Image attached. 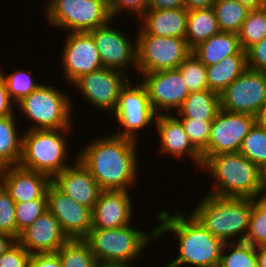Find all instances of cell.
Returning <instances> with one entry per match:
<instances>
[{
  "label": "cell",
  "mask_w": 266,
  "mask_h": 267,
  "mask_svg": "<svg viewBox=\"0 0 266 267\" xmlns=\"http://www.w3.org/2000/svg\"><path fill=\"white\" fill-rule=\"evenodd\" d=\"M15 206V201L0 183V232L9 234L17 240Z\"/></svg>",
  "instance_id": "f35d334b"
},
{
  "label": "cell",
  "mask_w": 266,
  "mask_h": 267,
  "mask_svg": "<svg viewBox=\"0 0 266 267\" xmlns=\"http://www.w3.org/2000/svg\"><path fill=\"white\" fill-rule=\"evenodd\" d=\"M220 96L210 90L190 92L177 111V118L214 120L220 110Z\"/></svg>",
  "instance_id": "484cf974"
},
{
  "label": "cell",
  "mask_w": 266,
  "mask_h": 267,
  "mask_svg": "<svg viewBox=\"0 0 266 267\" xmlns=\"http://www.w3.org/2000/svg\"><path fill=\"white\" fill-rule=\"evenodd\" d=\"M244 242L255 247H266V197L251 199L248 231Z\"/></svg>",
  "instance_id": "d6a6232c"
},
{
  "label": "cell",
  "mask_w": 266,
  "mask_h": 267,
  "mask_svg": "<svg viewBox=\"0 0 266 267\" xmlns=\"http://www.w3.org/2000/svg\"><path fill=\"white\" fill-rule=\"evenodd\" d=\"M162 210L157 214V239L174 233L178 239L179 255L164 267H219L225 242L215 237L191 213Z\"/></svg>",
  "instance_id": "7a4b0ae2"
},
{
  "label": "cell",
  "mask_w": 266,
  "mask_h": 267,
  "mask_svg": "<svg viewBox=\"0 0 266 267\" xmlns=\"http://www.w3.org/2000/svg\"><path fill=\"white\" fill-rule=\"evenodd\" d=\"M241 49L237 33L220 32L199 43L192 53L207 67L237 54Z\"/></svg>",
  "instance_id": "cb8c5ba5"
},
{
  "label": "cell",
  "mask_w": 266,
  "mask_h": 267,
  "mask_svg": "<svg viewBox=\"0 0 266 267\" xmlns=\"http://www.w3.org/2000/svg\"><path fill=\"white\" fill-rule=\"evenodd\" d=\"M206 68L209 90L220 94L247 69L246 52L241 49L237 54L227 56Z\"/></svg>",
  "instance_id": "d4e9b609"
},
{
  "label": "cell",
  "mask_w": 266,
  "mask_h": 267,
  "mask_svg": "<svg viewBox=\"0 0 266 267\" xmlns=\"http://www.w3.org/2000/svg\"><path fill=\"white\" fill-rule=\"evenodd\" d=\"M259 184L261 187V197H266V163L259 167Z\"/></svg>",
  "instance_id": "c3c4849f"
},
{
  "label": "cell",
  "mask_w": 266,
  "mask_h": 267,
  "mask_svg": "<svg viewBox=\"0 0 266 267\" xmlns=\"http://www.w3.org/2000/svg\"><path fill=\"white\" fill-rule=\"evenodd\" d=\"M48 210L47 194L40 199L16 203L17 239L22 230L31 225L39 216Z\"/></svg>",
  "instance_id": "8d00e7d4"
},
{
  "label": "cell",
  "mask_w": 266,
  "mask_h": 267,
  "mask_svg": "<svg viewBox=\"0 0 266 267\" xmlns=\"http://www.w3.org/2000/svg\"><path fill=\"white\" fill-rule=\"evenodd\" d=\"M127 75L119 70L102 67L77 78L71 86L79 89L90 105L112 114L121 89L130 80Z\"/></svg>",
  "instance_id": "7c38bea8"
},
{
  "label": "cell",
  "mask_w": 266,
  "mask_h": 267,
  "mask_svg": "<svg viewBox=\"0 0 266 267\" xmlns=\"http://www.w3.org/2000/svg\"><path fill=\"white\" fill-rule=\"evenodd\" d=\"M2 72V77L5 81L6 89L10 98L14 103L20 102L24 97L30 95L41 84L33 81L34 78L30 75L31 72L20 69L13 71L11 74ZM30 73V74H29ZM6 74V75H5Z\"/></svg>",
  "instance_id": "d590c367"
},
{
  "label": "cell",
  "mask_w": 266,
  "mask_h": 267,
  "mask_svg": "<svg viewBox=\"0 0 266 267\" xmlns=\"http://www.w3.org/2000/svg\"><path fill=\"white\" fill-rule=\"evenodd\" d=\"M14 102L9 96V93L6 89L5 81L2 77V72H0V119L5 118L9 115L16 114L14 112Z\"/></svg>",
  "instance_id": "ee69618b"
},
{
  "label": "cell",
  "mask_w": 266,
  "mask_h": 267,
  "mask_svg": "<svg viewBox=\"0 0 266 267\" xmlns=\"http://www.w3.org/2000/svg\"><path fill=\"white\" fill-rule=\"evenodd\" d=\"M219 96L221 109L255 116L266 101V73L247 68Z\"/></svg>",
  "instance_id": "4fadbf2b"
},
{
  "label": "cell",
  "mask_w": 266,
  "mask_h": 267,
  "mask_svg": "<svg viewBox=\"0 0 266 267\" xmlns=\"http://www.w3.org/2000/svg\"><path fill=\"white\" fill-rule=\"evenodd\" d=\"M71 129L73 128L24 130L22 157L19 165L29 170L45 173L52 179L70 166L67 163L68 138L65 136L72 131Z\"/></svg>",
  "instance_id": "8992f818"
},
{
  "label": "cell",
  "mask_w": 266,
  "mask_h": 267,
  "mask_svg": "<svg viewBox=\"0 0 266 267\" xmlns=\"http://www.w3.org/2000/svg\"><path fill=\"white\" fill-rule=\"evenodd\" d=\"M108 6L112 19L124 10L140 18L148 9V0H110Z\"/></svg>",
  "instance_id": "60d3db41"
},
{
  "label": "cell",
  "mask_w": 266,
  "mask_h": 267,
  "mask_svg": "<svg viewBox=\"0 0 266 267\" xmlns=\"http://www.w3.org/2000/svg\"><path fill=\"white\" fill-rule=\"evenodd\" d=\"M62 267H95L98 262L83 239H70L57 251Z\"/></svg>",
  "instance_id": "4dcf8cb0"
},
{
  "label": "cell",
  "mask_w": 266,
  "mask_h": 267,
  "mask_svg": "<svg viewBox=\"0 0 266 267\" xmlns=\"http://www.w3.org/2000/svg\"><path fill=\"white\" fill-rule=\"evenodd\" d=\"M112 116L117 119V123L122 128V131L118 130L113 133L114 135L138 141L139 131L153 124L157 116L149 101L148 91L142 82L138 84L136 82L134 87L130 80L127 82L121 89Z\"/></svg>",
  "instance_id": "30bf717a"
},
{
  "label": "cell",
  "mask_w": 266,
  "mask_h": 267,
  "mask_svg": "<svg viewBox=\"0 0 266 267\" xmlns=\"http://www.w3.org/2000/svg\"><path fill=\"white\" fill-rule=\"evenodd\" d=\"M16 242L17 240L13 236L0 232V255L6 252Z\"/></svg>",
  "instance_id": "7dc6e473"
},
{
  "label": "cell",
  "mask_w": 266,
  "mask_h": 267,
  "mask_svg": "<svg viewBox=\"0 0 266 267\" xmlns=\"http://www.w3.org/2000/svg\"><path fill=\"white\" fill-rule=\"evenodd\" d=\"M211 174L214 187L209 194L219 197L259 198V167L236 153H222L209 157L202 165Z\"/></svg>",
  "instance_id": "277c9868"
},
{
  "label": "cell",
  "mask_w": 266,
  "mask_h": 267,
  "mask_svg": "<svg viewBox=\"0 0 266 267\" xmlns=\"http://www.w3.org/2000/svg\"><path fill=\"white\" fill-rule=\"evenodd\" d=\"M95 267H133L126 263H120V262H102L98 261L96 263Z\"/></svg>",
  "instance_id": "f5cc1de1"
},
{
  "label": "cell",
  "mask_w": 266,
  "mask_h": 267,
  "mask_svg": "<svg viewBox=\"0 0 266 267\" xmlns=\"http://www.w3.org/2000/svg\"><path fill=\"white\" fill-rule=\"evenodd\" d=\"M187 15L186 8L147 9L138 27L149 35L185 38Z\"/></svg>",
  "instance_id": "603a6c76"
},
{
  "label": "cell",
  "mask_w": 266,
  "mask_h": 267,
  "mask_svg": "<svg viewBox=\"0 0 266 267\" xmlns=\"http://www.w3.org/2000/svg\"><path fill=\"white\" fill-rule=\"evenodd\" d=\"M219 267H258L256 247L244 241L225 242Z\"/></svg>",
  "instance_id": "1f68e13d"
},
{
  "label": "cell",
  "mask_w": 266,
  "mask_h": 267,
  "mask_svg": "<svg viewBox=\"0 0 266 267\" xmlns=\"http://www.w3.org/2000/svg\"><path fill=\"white\" fill-rule=\"evenodd\" d=\"M0 183L9 192L15 203L40 199L51 183V178L20 165L0 168Z\"/></svg>",
  "instance_id": "44dd1931"
},
{
  "label": "cell",
  "mask_w": 266,
  "mask_h": 267,
  "mask_svg": "<svg viewBox=\"0 0 266 267\" xmlns=\"http://www.w3.org/2000/svg\"><path fill=\"white\" fill-rule=\"evenodd\" d=\"M185 8L184 0H148V9Z\"/></svg>",
  "instance_id": "f6af8a7d"
},
{
  "label": "cell",
  "mask_w": 266,
  "mask_h": 267,
  "mask_svg": "<svg viewBox=\"0 0 266 267\" xmlns=\"http://www.w3.org/2000/svg\"><path fill=\"white\" fill-rule=\"evenodd\" d=\"M46 5L47 23L69 32H90L113 20L106 0H51Z\"/></svg>",
  "instance_id": "ba28073f"
},
{
  "label": "cell",
  "mask_w": 266,
  "mask_h": 267,
  "mask_svg": "<svg viewBox=\"0 0 266 267\" xmlns=\"http://www.w3.org/2000/svg\"><path fill=\"white\" fill-rule=\"evenodd\" d=\"M137 70L143 73L176 69L191 53L185 38L136 33Z\"/></svg>",
  "instance_id": "9c48e42d"
},
{
  "label": "cell",
  "mask_w": 266,
  "mask_h": 267,
  "mask_svg": "<svg viewBox=\"0 0 266 267\" xmlns=\"http://www.w3.org/2000/svg\"><path fill=\"white\" fill-rule=\"evenodd\" d=\"M31 254L18 242L0 255V267H27Z\"/></svg>",
  "instance_id": "ab89813d"
},
{
  "label": "cell",
  "mask_w": 266,
  "mask_h": 267,
  "mask_svg": "<svg viewBox=\"0 0 266 267\" xmlns=\"http://www.w3.org/2000/svg\"><path fill=\"white\" fill-rule=\"evenodd\" d=\"M239 152L258 167L266 163V128L255 123L243 139Z\"/></svg>",
  "instance_id": "836d02e7"
},
{
  "label": "cell",
  "mask_w": 266,
  "mask_h": 267,
  "mask_svg": "<svg viewBox=\"0 0 266 267\" xmlns=\"http://www.w3.org/2000/svg\"><path fill=\"white\" fill-rule=\"evenodd\" d=\"M142 76L144 79L141 82L148 91L149 101L157 115L178 111L190 93L177 68L143 73Z\"/></svg>",
  "instance_id": "5bb4252c"
},
{
  "label": "cell",
  "mask_w": 266,
  "mask_h": 267,
  "mask_svg": "<svg viewBox=\"0 0 266 267\" xmlns=\"http://www.w3.org/2000/svg\"><path fill=\"white\" fill-rule=\"evenodd\" d=\"M74 158L73 165L56 174L51 182L78 204L92 210L102 190L77 155Z\"/></svg>",
  "instance_id": "ffe728a7"
},
{
  "label": "cell",
  "mask_w": 266,
  "mask_h": 267,
  "mask_svg": "<svg viewBox=\"0 0 266 267\" xmlns=\"http://www.w3.org/2000/svg\"><path fill=\"white\" fill-rule=\"evenodd\" d=\"M59 221L46 210L19 234L17 242L30 254L54 253L68 241Z\"/></svg>",
  "instance_id": "d6986e66"
},
{
  "label": "cell",
  "mask_w": 266,
  "mask_h": 267,
  "mask_svg": "<svg viewBox=\"0 0 266 267\" xmlns=\"http://www.w3.org/2000/svg\"><path fill=\"white\" fill-rule=\"evenodd\" d=\"M250 212L251 198L219 197L208 193L191 214L215 237L224 242H241L246 238Z\"/></svg>",
  "instance_id": "3957f363"
},
{
  "label": "cell",
  "mask_w": 266,
  "mask_h": 267,
  "mask_svg": "<svg viewBox=\"0 0 266 267\" xmlns=\"http://www.w3.org/2000/svg\"><path fill=\"white\" fill-rule=\"evenodd\" d=\"M189 92L209 90L206 66L191 53L178 67Z\"/></svg>",
  "instance_id": "e575fe53"
},
{
  "label": "cell",
  "mask_w": 266,
  "mask_h": 267,
  "mask_svg": "<svg viewBox=\"0 0 266 267\" xmlns=\"http://www.w3.org/2000/svg\"><path fill=\"white\" fill-rule=\"evenodd\" d=\"M256 123L266 128V101L262 104L259 111L255 115Z\"/></svg>",
  "instance_id": "681fc988"
},
{
  "label": "cell",
  "mask_w": 266,
  "mask_h": 267,
  "mask_svg": "<svg viewBox=\"0 0 266 267\" xmlns=\"http://www.w3.org/2000/svg\"><path fill=\"white\" fill-rule=\"evenodd\" d=\"M242 5L246 6L248 9H259L264 7L266 4L262 0H237Z\"/></svg>",
  "instance_id": "f907efd6"
},
{
  "label": "cell",
  "mask_w": 266,
  "mask_h": 267,
  "mask_svg": "<svg viewBox=\"0 0 266 267\" xmlns=\"http://www.w3.org/2000/svg\"><path fill=\"white\" fill-rule=\"evenodd\" d=\"M185 8L190 11L194 9L211 8L216 0H184Z\"/></svg>",
  "instance_id": "bcb514c9"
},
{
  "label": "cell",
  "mask_w": 266,
  "mask_h": 267,
  "mask_svg": "<svg viewBox=\"0 0 266 267\" xmlns=\"http://www.w3.org/2000/svg\"><path fill=\"white\" fill-rule=\"evenodd\" d=\"M221 32L238 33L250 9L237 0H216L213 4Z\"/></svg>",
  "instance_id": "f1b7e54d"
},
{
  "label": "cell",
  "mask_w": 266,
  "mask_h": 267,
  "mask_svg": "<svg viewBox=\"0 0 266 267\" xmlns=\"http://www.w3.org/2000/svg\"><path fill=\"white\" fill-rule=\"evenodd\" d=\"M27 267H62L57 252L31 254Z\"/></svg>",
  "instance_id": "7bdbcfd3"
},
{
  "label": "cell",
  "mask_w": 266,
  "mask_h": 267,
  "mask_svg": "<svg viewBox=\"0 0 266 267\" xmlns=\"http://www.w3.org/2000/svg\"><path fill=\"white\" fill-rule=\"evenodd\" d=\"M130 190H102L92 209V228L116 229L129 225L133 207Z\"/></svg>",
  "instance_id": "ac0fdd59"
},
{
  "label": "cell",
  "mask_w": 266,
  "mask_h": 267,
  "mask_svg": "<svg viewBox=\"0 0 266 267\" xmlns=\"http://www.w3.org/2000/svg\"><path fill=\"white\" fill-rule=\"evenodd\" d=\"M157 228L151 233L133 228L131 224L116 229L91 228L83 239L97 261L120 262L131 266L143 253L149 241H156Z\"/></svg>",
  "instance_id": "5b68a950"
},
{
  "label": "cell",
  "mask_w": 266,
  "mask_h": 267,
  "mask_svg": "<svg viewBox=\"0 0 266 267\" xmlns=\"http://www.w3.org/2000/svg\"><path fill=\"white\" fill-rule=\"evenodd\" d=\"M62 49L63 76L69 85L82 75L103 67L94 38L89 32H69Z\"/></svg>",
  "instance_id": "2e32d148"
},
{
  "label": "cell",
  "mask_w": 266,
  "mask_h": 267,
  "mask_svg": "<svg viewBox=\"0 0 266 267\" xmlns=\"http://www.w3.org/2000/svg\"><path fill=\"white\" fill-rule=\"evenodd\" d=\"M255 123L253 115L220 109L212 121L207 149L201 154L203 163L214 155L239 152L243 139Z\"/></svg>",
  "instance_id": "8fae6325"
},
{
  "label": "cell",
  "mask_w": 266,
  "mask_h": 267,
  "mask_svg": "<svg viewBox=\"0 0 266 267\" xmlns=\"http://www.w3.org/2000/svg\"><path fill=\"white\" fill-rule=\"evenodd\" d=\"M247 68L266 73V36L246 51Z\"/></svg>",
  "instance_id": "b9f144b4"
},
{
  "label": "cell",
  "mask_w": 266,
  "mask_h": 267,
  "mask_svg": "<svg viewBox=\"0 0 266 267\" xmlns=\"http://www.w3.org/2000/svg\"><path fill=\"white\" fill-rule=\"evenodd\" d=\"M193 147L202 154L208 146L213 120L178 118Z\"/></svg>",
  "instance_id": "74e56055"
},
{
  "label": "cell",
  "mask_w": 266,
  "mask_h": 267,
  "mask_svg": "<svg viewBox=\"0 0 266 267\" xmlns=\"http://www.w3.org/2000/svg\"><path fill=\"white\" fill-rule=\"evenodd\" d=\"M111 135L97 137L77 152L101 190H131L138 178V141Z\"/></svg>",
  "instance_id": "6da1fadb"
},
{
  "label": "cell",
  "mask_w": 266,
  "mask_h": 267,
  "mask_svg": "<svg viewBox=\"0 0 266 267\" xmlns=\"http://www.w3.org/2000/svg\"><path fill=\"white\" fill-rule=\"evenodd\" d=\"M172 114H159L154 121L160 138L159 151L178 159L186 155L202 168V155L191 144L181 121Z\"/></svg>",
  "instance_id": "7402d4cb"
},
{
  "label": "cell",
  "mask_w": 266,
  "mask_h": 267,
  "mask_svg": "<svg viewBox=\"0 0 266 267\" xmlns=\"http://www.w3.org/2000/svg\"><path fill=\"white\" fill-rule=\"evenodd\" d=\"M16 120L14 114L0 119V168L20 163L23 136L18 133Z\"/></svg>",
  "instance_id": "83f0119b"
},
{
  "label": "cell",
  "mask_w": 266,
  "mask_h": 267,
  "mask_svg": "<svg viewBox=\"0 0 266 267\" xmlns=\"http://www.w3.org/2000/svg\"><path fill=\"white\" fill-rule=\"evenodd\" d=\"M68 93L52 85L43 84L16 104L22 114L33 122L27 130L73 128L72 102Z\"/></svg>",
  "instance_id": "52a82bcc"
},
{
  "label": "cell",
  "mask_w": 266,
  "mask_h": 267,
  "mask_svg": "<svg viewBox=\"0 0 266 267\" xmlns=\"http://www.w3.org/2000/svg\"><path fill=\"white\" fill-rule=\"evenodd\" d=\"M238 38L245 52L266 36V5L259 9L249 10L239 30Z\"/></svg>",
  "instance_id": "f546056e"
},
{
  "label": "cell",
  "mask_w": 266,
  "mask_h": 267,
  "mask_svg": "<svg viewBox=\"0 0 266 267\" xmlns=\"http://www.w3.org/2000/svg\"><path fill=\"white\" fill-rule=\"evenodd\" d=\"M110 23L111 21L89 32L94 38L103 67L124 73L132 66L137 69L136 40L131 42L128 34Z\"/></svg>",
  "instance_id": "9a60e30c"
},
{
  "label": "cell",
  "mask_w": 266,
  "mask_h": 267,
  "mask_svg": "<svg viewBox=\"0 0 266 267\" xmlns=\"http://www.w3.org/2000/svg\"><path fill=\"white\" fill-rule=\"evenodd\" d=\"M256 258L258 267H266V247H256Z\"/></svg>",
  "instance_id": "816d5d0a"
},
{
  "label": "cell",
  "mask_w": 266,
  "mask_h": 267,
  "mask_svg": "<svg viewBox=\"0 0 266 267\" xmlns=\"http://www.w3.org/2000/svg\"><path fill=\"white\" fill-rule=\"evenodd\" d=\"M220 32L213 7L188 11L185 39L191 49Z\"/></svg>",
  "instance_id": "4316f807"
},
{
  "label": "cell",
  "mask_w": 266,
  "mask_h": 267,
  "mask_svg": "<svg viewBox=\"0 0 266 267\" xmlns=\"http://www.w3.org/2000/svg\"><path fill=\"white\" fill-rule=\"evenodd\" d=\"M48 210L59 221L68 239H84L92 228V210L78 204L52 182L46 190Z\"/></svg>",
  "instance_id": "e0dca14e"
}]
</instances>
